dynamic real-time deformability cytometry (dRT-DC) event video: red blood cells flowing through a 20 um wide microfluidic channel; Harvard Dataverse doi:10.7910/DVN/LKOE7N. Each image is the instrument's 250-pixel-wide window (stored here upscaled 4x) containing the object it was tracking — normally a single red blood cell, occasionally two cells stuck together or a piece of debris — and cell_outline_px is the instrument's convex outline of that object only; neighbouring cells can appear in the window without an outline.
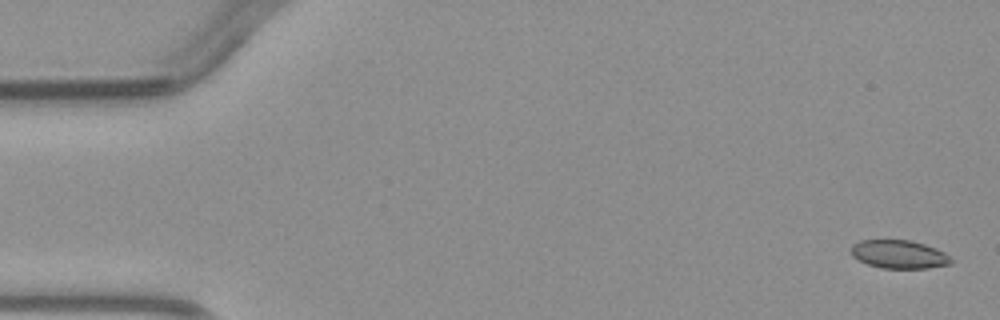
{"species": "common noctule bat (a hibernating species)", "species_latin": "Nyctalus noctula", "temperature_condition": "warm", "stored_images_in_passage": 6, "camera_frame_rate_fps": 3000, "um_per_image_px": 0.085, "animal": {"sex": "male", "body_mass_g": 23.1, "forearm_length_mm": 52.7}, "frame": {"image": 1, "passage_image": 1, "time_ms": 0.0, "image_size_px": [1000, 320], "cell_outline_px": [[952, 264], [928, 268], [880, 268], [868, 264], [852, 256], [852, 244], [860, 240], [908, 240], [924, 244], [936, 248], [944, 252], [952, 260]], "centroid_in_image_um": [76.42, 21.62], "position_along_channel_um": 8.6, "area_um2": 16.42}}
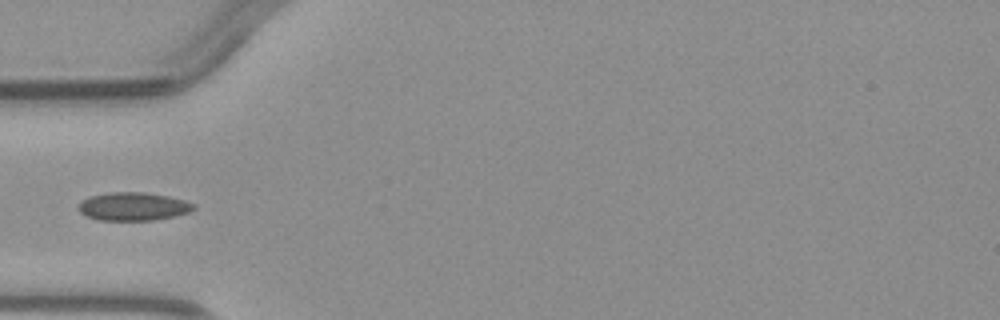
{"frame": {"image": 2, "passage_image": 5, "time_ms": 4.667, "image_size_px": [1000, 320], "cell_outline_px": [[196, 208], [188, 212], [172, 216], [152, 220], [100, 220], [84, 216], [76, 208], [80, 200], [92, 196], [108, 192], [144, 192], [168, 196], [184, 200], [192, 204]], "centroid_in_image_um": [11.24, 17.54], "position_along_channel_um": 73.8, "area_um2": 18.9}}
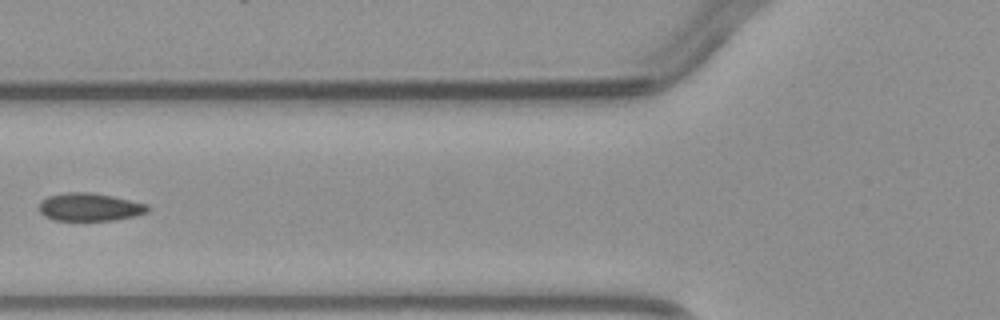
{"frame": {"image": 3, "passage_image": 6, "time_ms": 5.667, "image_size_px": [1000, 320], "cell_outline_px": [[152, 208], [148, 212], [136, 216], [116, 220], [52, 220], [44, 216], [40, 212], [40, 200], [48, 196], [64, 192], [88, 192], [112, 196], [148, 204]], "centroid_in_image_um": [7.65, 17.6], "position_along_channel_um": 118.2, "area_um2": 17.86}}